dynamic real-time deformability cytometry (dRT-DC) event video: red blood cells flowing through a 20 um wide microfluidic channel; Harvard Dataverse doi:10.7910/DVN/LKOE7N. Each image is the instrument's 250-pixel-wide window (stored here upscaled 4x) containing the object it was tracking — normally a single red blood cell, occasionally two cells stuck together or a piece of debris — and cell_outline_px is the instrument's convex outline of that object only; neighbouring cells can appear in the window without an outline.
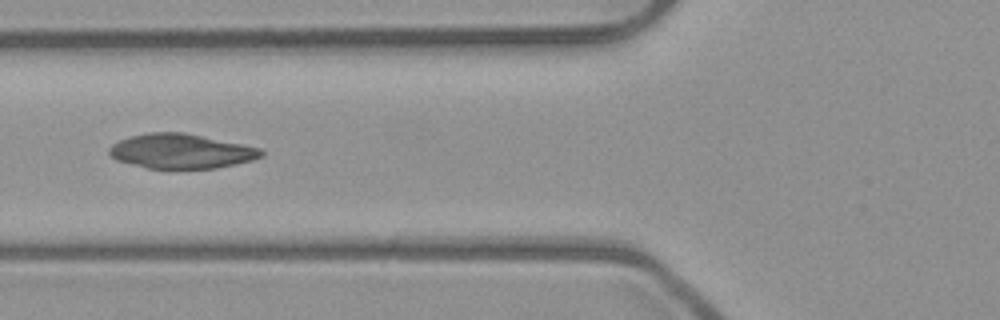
{"species": "common noctule bat (a hibernating species)", "species_latin": "Nyctalus noctula", "temperature_condition": "room temperature", "stored_images_in_passage": 38, "camera_frame_rate_fps": 3000, "um_per_image_px": 0.085, "animal": {"sex": "male", "body_mass_g": 23.1, "forearm_length_mm": 52.7}, "frame": {"image": 1, "passage_image": 7, "time_ms": 2.0, "image_size_px": [1000, 320], "cell_outline_px": [[264, 156], [252, 160], [236, 164], [216, 168], [148, 168], [116, 160], [108, 152], [108, 148], [112, 144], [120, 140], [132, 136], [148, 132], [184, 132], [244, 144], [260, 148], [264, 152]], "centroid_in_image_um": [15.42, 12.84], "position_along_channel_um": 110.4, "area_um2": 30.63}}
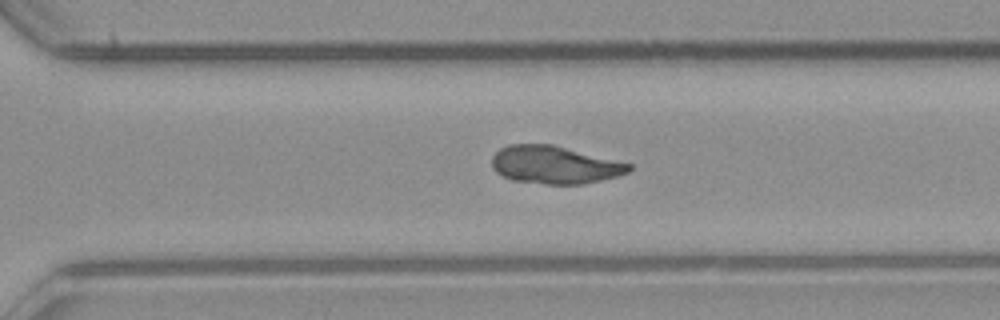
{"frame": {"image": 2, "passage_image": 23, "time_ms": 7.333, "image_size_px": [1000, 320], "cell_outline_px": [[632, 168], [628, 172], [616, 176], [600, 180], [580, 184], [544, 184], [512, 180], [496, 172], [492, 168], [492, 156], [500, 148], [508, 144], [552, 144], [632, 164]], "centroid_in_image_um": [47.11, 14.0], "position_along_channel_um": 323.5, "area_um2": 30.06}}
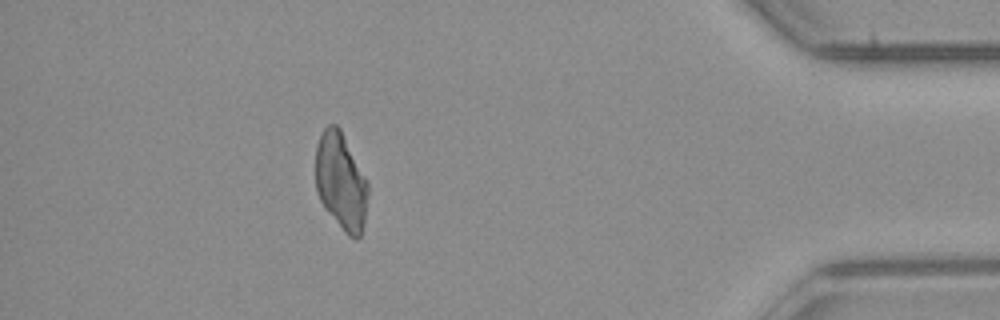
{"frame": {"image": 3, "passage_image": 33, "time_ms": 10.667, "image_size_px": [1000, 320], "cell_outline_px": [[368, 192], [364, 224], [360, 236], [356, 240], [348, 236], [344, 232], [324, 208], [316, 192], [316, 144], [324, 128], [328, 124], [336, 124], [340, 128], [368, 184]], "centroid_in_image_um": [28.96, 15.45], "position_along_channel_um": 406.2, "area_um2": 29.54}}